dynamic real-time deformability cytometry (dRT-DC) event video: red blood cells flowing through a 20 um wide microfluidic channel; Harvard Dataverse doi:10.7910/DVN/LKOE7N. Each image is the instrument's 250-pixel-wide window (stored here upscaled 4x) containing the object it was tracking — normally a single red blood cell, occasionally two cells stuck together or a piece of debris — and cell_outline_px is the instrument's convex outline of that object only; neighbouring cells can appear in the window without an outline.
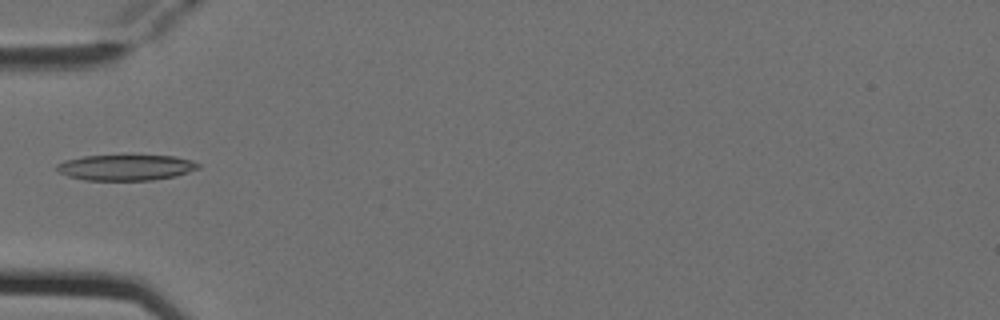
{"species": "Egyptian fruit bat (a non-hibernating species)", "species_latin": "Rousettus aegyptiacus", "temperature_condition": "cold", "stored_images_in_passage": 5, "camera_frame_rate_fps": 3000, "um_per_image_px": 0.085, "animal": {"sex": "female"}, "frame": {"image": 1, "passage_image": 5, "time_ms": 1.333, "image_size_px": [1000, 320], "cell_outline_px": [[200, 168], [176, 176], [152, 180], [84, 180], [68, 176], [56, 172], [56, 164], [64, 160], [84, 156], [176, 156], [192, 160], [200, 164]], "centroid_in_image_um": [10.68, 14.24], "position_along_channel_um": 74.3, "area_um2": 21.27}}